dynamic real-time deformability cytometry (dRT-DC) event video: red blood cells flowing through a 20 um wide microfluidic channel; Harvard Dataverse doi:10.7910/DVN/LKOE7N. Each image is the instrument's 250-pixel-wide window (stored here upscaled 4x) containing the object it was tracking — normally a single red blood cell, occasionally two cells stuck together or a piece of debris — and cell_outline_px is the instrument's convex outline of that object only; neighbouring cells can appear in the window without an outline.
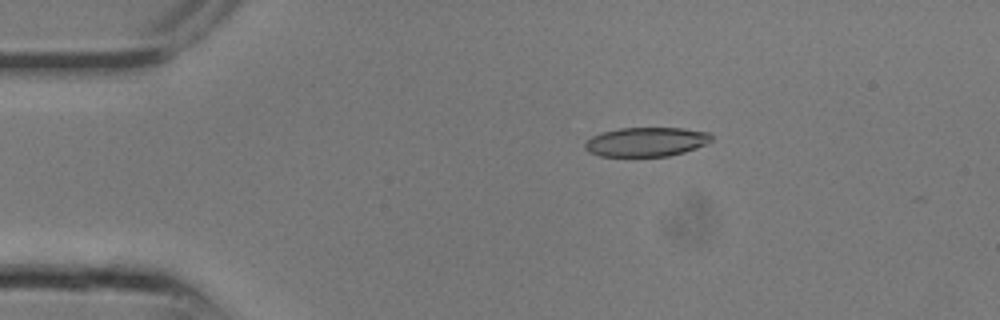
{"species": "common noctule bat (a hibernating species)", "species_latin": "Nyctalus noctula", "temperature_condition": "room temperature", "stored_images_in_passage": 11, "camera_frame_rate_fps": 3000, "um_per_image_px": 0.085, "animal": {"sex": "male", "body_mass_g": 13.3}, "frame": {"image": 1, "passage_image": 5, "time_ms": 1.333, "image_size_px": [1000, 320], "cell_outline_px": [[712, 140], [708, 144], [684, 152], [668, 156], [600, 156], [588, 152], [584, 148], [584, 144], [592, 136], [604, 132], [620, 128], [684, 128], [712, 132]], "centroid_in_image_um": [54.98, 12.05], "position_along_channel_um": 30.0, "area_um2": 21.68}}
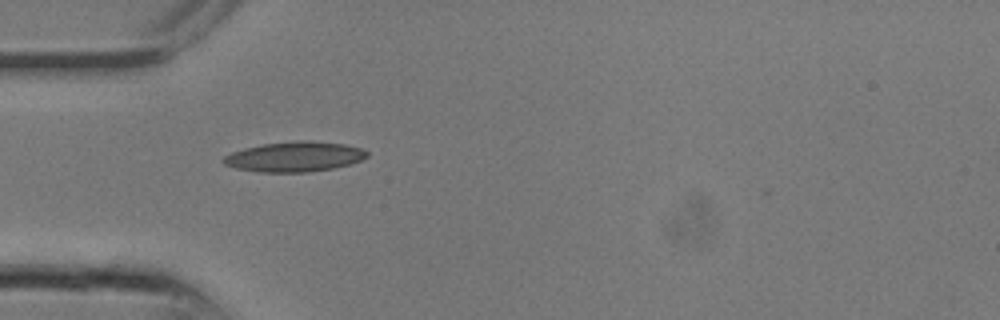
{"frame": {"image": 2, "passage_image": 8, "time_ms": 2.333, "image_size_px": [1000, 320], "cell_outline_px": [[368, 156], [352, 164], [332, 168], [308, 172], [260, 172], [236, 168], [224, 164], [224, 156], [232, 152], [244, 148], [264, 144], [300, 140], [344, 144], [360, 148], [368, 152]], "centroid_in_image_um": [25.04, 13.32], "position_along_channel_um": 60.0, "area_um2": 24.85}}
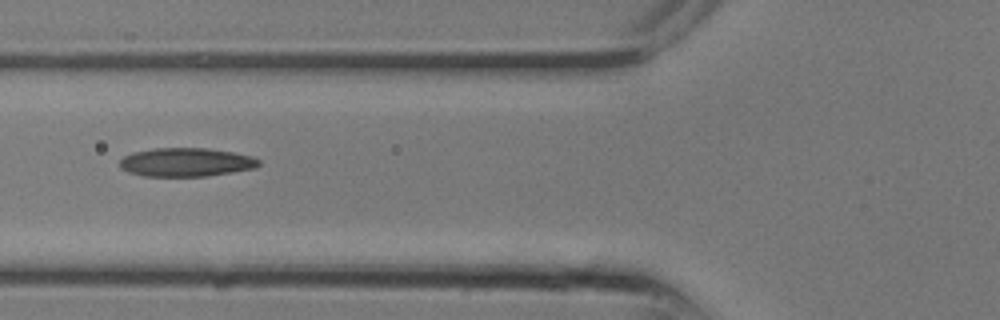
{"frame": {"image": 3, "passage_image": 10, "time_ms": 3.0, "image_size_px": [1000, 320], "cell_outline_px": [[260, 164], [256, 168], [208, 176], [144, 176], [128, 172], [120, 168], [120, 160], [124, 156], [132, 152], [152, 148], [208, 148], [232, 152], [252, 156], [260, 160]], "centroid_in_image_um": [15.81, 13.78], "position_along_channel_um": 110.0, "area_um2": 23.35}}